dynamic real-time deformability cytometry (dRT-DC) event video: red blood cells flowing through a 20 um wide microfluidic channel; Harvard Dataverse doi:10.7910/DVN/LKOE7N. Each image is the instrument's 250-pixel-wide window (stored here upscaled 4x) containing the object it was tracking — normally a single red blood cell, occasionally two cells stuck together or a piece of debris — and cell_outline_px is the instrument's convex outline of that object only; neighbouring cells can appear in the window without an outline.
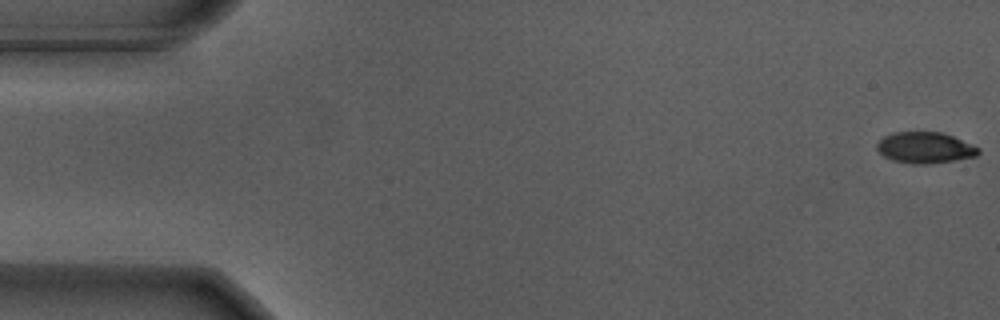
{"species": "Egyptian fruit bat (a non-hibernating species)", "species_latin": "Rousettus aegyptiacus", "temperature_condition": "warm", "stored_images_in_passage": 51, "camera_frame_rate_fps": 3000, "um_per_image_px": 0.085, "animal": {"sex": "male"}, "frame": {"image": 1, "passage_image": 1, "time_ms": 0.0, "image_size_px": [1000, 320], "cell_outline_px": [[980, 152], [976, 156], [952, 160], [924, 164], [916, 164], [896, 160], [884, 156], [876, 148], [876, 144], [884, 136], [892, 132], [940, 132], [952, 136], [980, 148]], "centroid_in_image_um": [78.61, 12.53], "position_along_channel_um": 6.4, "area_um2": 18.03}}
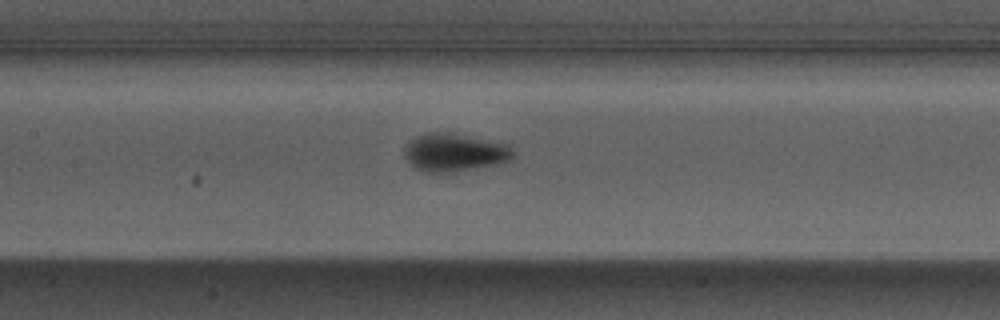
{"frame": {"image": 2, "passage_image": 26, "time_ms": 8.333, "image_size_px": [1000, 320], "cell_outline_px": [[512, 156], [508, 160], [496, 164], [452, 172], [424, 172], [416, 168], [404, 156], [404, 148], [408, 140], [424, 132], [448, 132], [504, 144], [512, 152]], "centroid_in_image_um": [38.51, 12.95], "position_along_channel_um": 168.9, "area_um2": 23.52}}
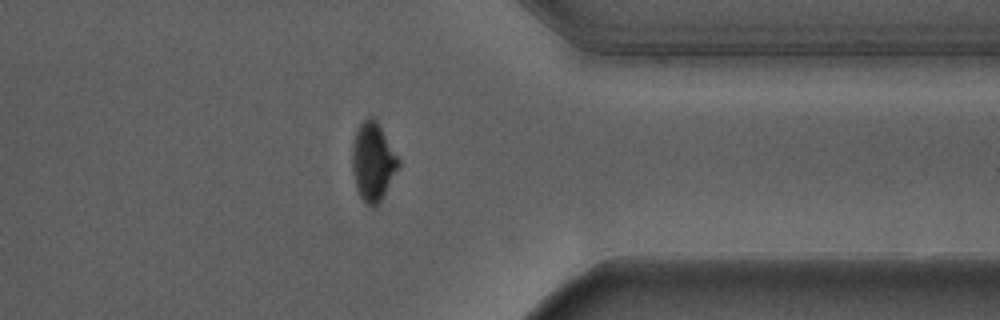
{"frame": {"image": 3, "passage_image": 44, "time_ms": 14.333, "image_size_px": [1000, 320], "cell_outline_px": [[400, 164], [380, 200], [372, 208], [360, 196], [356, 188], [352, 168], [352, 144], [356, 128], [368, 116], [372, 116], [376, 120], [400, 160]], "centroid_in_image_um": [31.67, 13.7], "position_along_channel_um": 379.7, "area_um2": 20.75}, "authors_computed_cell_mechanics": {"area_um2": 21.2704, "velocity_mm_per_s": 3.6965, "shape_relaxation_time_tau1_ms": 2.2188, "shape_relaxation_time_tau2_ms": null, "deformation_change_tau1": 0.169, "deformation_change_tau2": null}}